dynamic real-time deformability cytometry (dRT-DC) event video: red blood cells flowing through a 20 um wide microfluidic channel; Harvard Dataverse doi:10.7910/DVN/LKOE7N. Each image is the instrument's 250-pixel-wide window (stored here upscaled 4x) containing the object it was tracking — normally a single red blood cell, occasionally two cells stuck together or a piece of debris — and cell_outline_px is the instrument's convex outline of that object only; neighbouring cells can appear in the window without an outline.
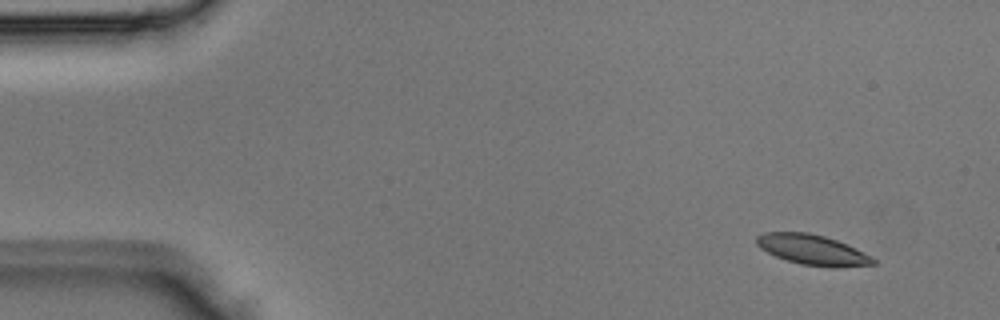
{"species": "Egyptian fruit bat (a non-hibernating species)", "species_latin": "Rousettus aegyptiacus", "temperature_condition": "room temperature", "stored_images_in_passage": 4, "camera_frame_rate_fps": 3000, "um_per_image_px": 0.085, "animal": {"sex": "male"}, "frame": {"image": 1, "passage_image": 1, "time_ms": 0.0, "image_size_px": [1000, 320], "cell_outline_px": [[876, 264], [836, 268], [832, 268], [800, 264], [776, 256], [760, 248], [756, 244], [756, 236], [764, 232], [808, 232], [824, 236], [836, 240], [872, 256], [876, 260]], "centroid_in_image_um": [69.06, 21.24], "position_along_channel_um": 15.9, "area_um2": 20.52}}